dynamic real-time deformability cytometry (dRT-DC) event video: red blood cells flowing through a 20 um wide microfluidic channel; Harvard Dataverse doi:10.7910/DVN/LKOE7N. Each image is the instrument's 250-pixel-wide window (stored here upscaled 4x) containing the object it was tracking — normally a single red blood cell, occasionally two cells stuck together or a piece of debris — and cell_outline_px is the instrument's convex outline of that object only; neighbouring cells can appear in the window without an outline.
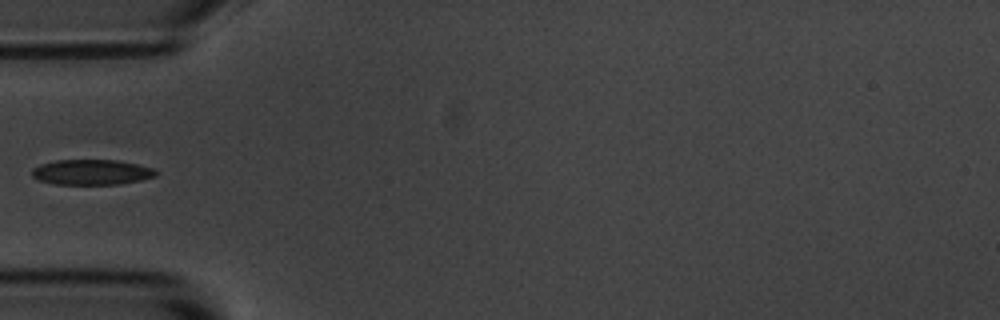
{"species": "common noctule bat (a hibernating species)", "species_latin": "Nyctalus noctula", "temperature_condition": "room temperature", "stored_images_in_passage": 38, "camera_frame_rate_fps": 3000, "um_per_image_px": 0.085, "animal": {"sex": "male", "body_mass_g": 20.1, "forearm_length_mm": 53.5}, "frame": {"image": 1, "passage_image": 1, "time_ms": 0.0, "image_size_px": [1000, 320], "cell_outline_px": [[160, 172], [156, 176], [140, 180], [120, 184], [56, 184], [40, 180], [32, 176], [32, 168], [40, 164], [56, 160], [116, 160], [136, 164], [152, 168]], "centroid_in_image_um": [7.79, 14.63], "position_along_channel_um": 77.2, "area_um2": 18.21}}
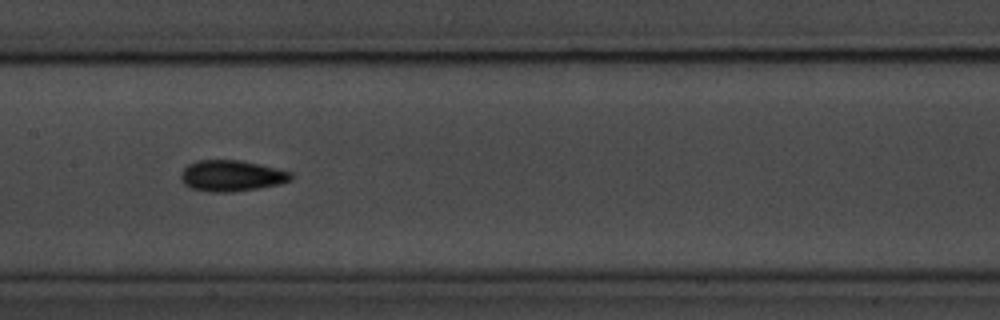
{"frame": {"image": 2, "passage_image": 10, "time_ms": 3.0, "image_size_px": [1000, 320], "cell_outline_px": [[292, 180], [280, 184], [260, 188], [232, 192], [212, 192], [192, 188], [184, 184], [180, 180], [180, 172], [188, 164], [196, 160], [240, 160], [292, 172]], "centroid_in_image_um": [19.66, 14.94], "position_along_channel_um": 187.7, "area_um2": 20.0}}
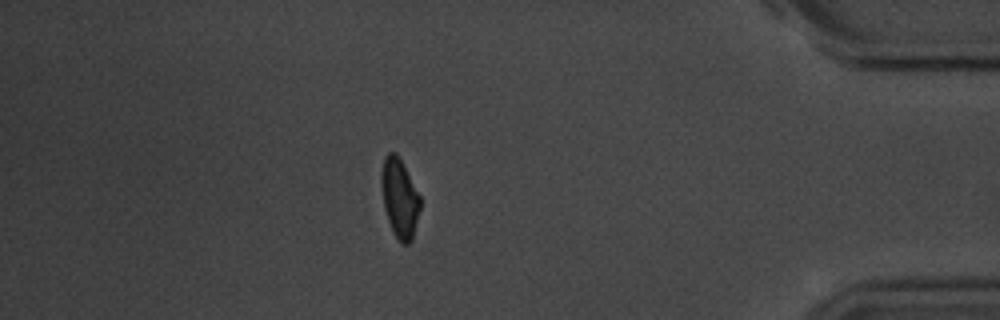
{"frame": {"image": 3, "passage_image": 31, "time_ms": 10.0, "image_size_px": [1000, 320], "cell_outline_px": [[420, 208], [412, 240], [408, 244], [400, 244], [392, 232], [384, 208], [380, 184], [380, 176], [384, 156], [388, 152], [396, 152], [404, 164], [420, 196]], "centroid_in_image_um": [33.95, 16.83], "position_along_channel_um": 401.3, "area_um2": 18.21}}